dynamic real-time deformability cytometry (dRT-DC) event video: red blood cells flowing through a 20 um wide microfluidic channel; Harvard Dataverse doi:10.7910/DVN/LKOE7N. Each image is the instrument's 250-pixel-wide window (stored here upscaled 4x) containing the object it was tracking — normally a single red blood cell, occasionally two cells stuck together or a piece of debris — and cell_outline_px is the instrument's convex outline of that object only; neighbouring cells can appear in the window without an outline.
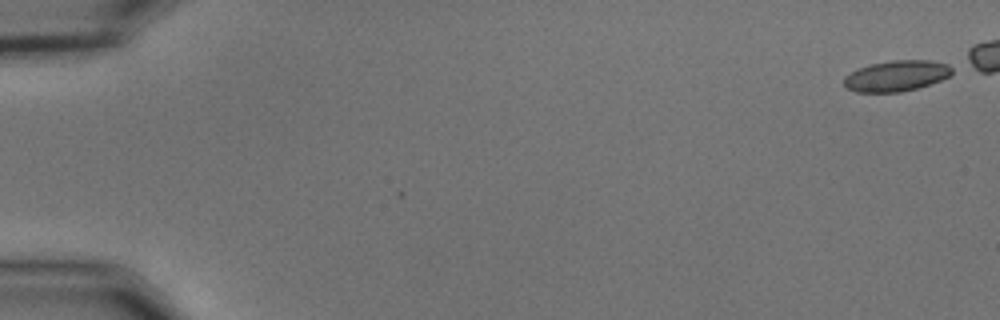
{"species": "common noctule bat (a hibernating species)", "species_latin": "Nyctalus noctula", "temperature_condition": "cold", "stored_images_in_passage": 3, "camera_frame_rate_fps": 3000, "um_per_image_px": 0.085, "animal": {"sex": "male", "body_mass_g": 15.6}, "frame": {"image": 1, "passage_image": 1, "time_ms": 0.0, "image_size_px": [1000, 320], "cell_outline_px": [[952, 72], [948, 76], [940, 80], [916, 88], [900, 92], [856, 92], [848, 88], [844, 84], [844, 76], [860, 68], [872, 64], [892, 60], [928, 60], [948, 64], [952, 68]], "centroid_in_image_um": [76.19, 6.44], "position_along_channel_um": 8.8, "area_um2": 19.07}}